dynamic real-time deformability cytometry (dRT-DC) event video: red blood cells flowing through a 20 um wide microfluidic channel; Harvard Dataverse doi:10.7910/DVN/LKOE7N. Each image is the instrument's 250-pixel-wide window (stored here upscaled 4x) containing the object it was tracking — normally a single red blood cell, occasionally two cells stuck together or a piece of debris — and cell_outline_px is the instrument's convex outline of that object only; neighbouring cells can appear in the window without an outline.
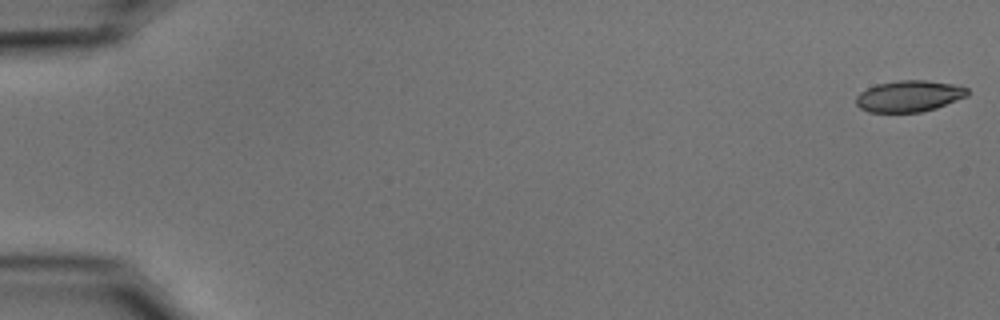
{"species": "common noctule bat (a hibernating species)", "species_latin": "Nyctalus noctula", "temperature_condition": "cold", "stored_images_in_passage": 53, "camera_frame_rate_fps": 3000, "um_per_image_px": 0.085, "animal": {"sex": "male", "body_mass_g": 15.6}, "frame": {"image": 1, "passage_image": 1, "time_ms": 0.0, "image_size_px": [1000, 320], "cell_outline_px": [[968, 96], [936, 108], [920, 112], [868, 112], [860, 108], [856, 104], [856, 96], [860, 92], [876, 84], [896, 80], [924, 80], [952, 84], [968, 88]], "centroid_in_image_um": [77.26, 8.17], "position_along_channel_um": 7.7, "area_um2": 20.35}}
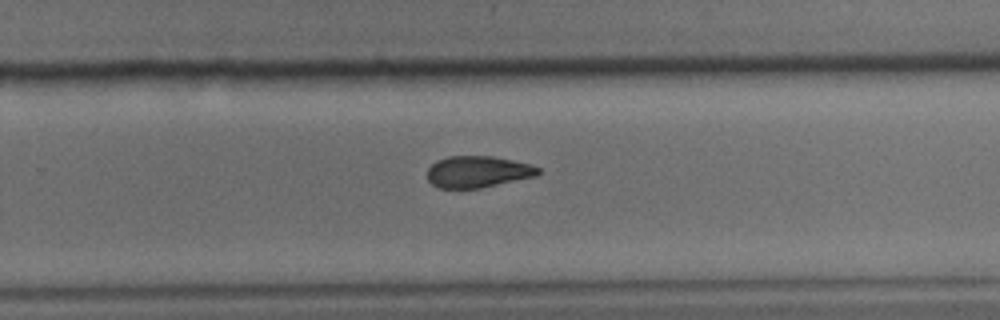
{"frame": {"image": 2, "passage_image": 36, "time_ms": 11.667, "image_size_px": [1000, 320], "cell_outline_px": [[540, 172], [536, 176], [480, 188], [436, 188], [428, 180], [428, 168], [436, 160], [448, 156], [492, 156], [532, 164], [540, 168]], "centroid_in_image_um": [40.61, 14.59], "position_along_channel_um": 289.2, "area_um2": 20.46}}
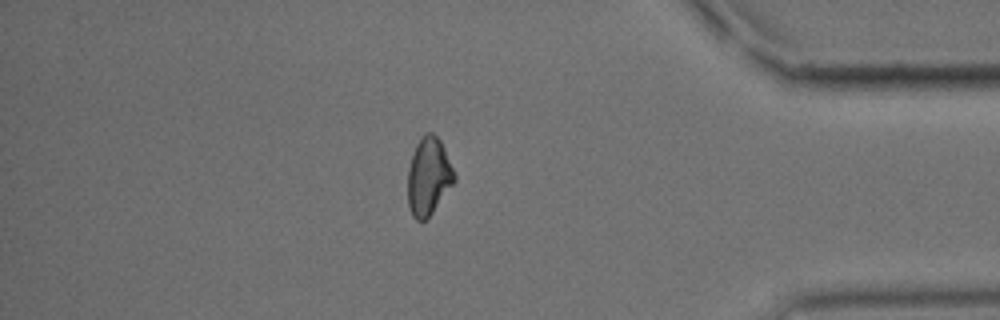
{"frame": {"image": 3, "passage_image": 47, "time_ms": 15.333, "image_size_px": [1000, 320], "cell_outline_px": [[456, 180], [432, 212], [424, 220], [416, 220], [412, 216], [408, 208], [408, 168], [416, 144], [428, 132], [432, 132], [440, 140], [444, 148], [456, 176]], "centroid_in_image_um": [36.42, 15.01], "position_along_channel_um": 398.8, "area_um2": 20.75}, "authors_computed_cell_mechanics": {"area_um2": 21.386, "velocity_mm_per_s": 3.7436, "shape_relaxation_time_tau1_ms": 6.2435, "shape_relaxation_time_tau2_ms": 6.1499, "deformation_change_tau1": 0.163, "deformation_change_tau2": 0.1327}}